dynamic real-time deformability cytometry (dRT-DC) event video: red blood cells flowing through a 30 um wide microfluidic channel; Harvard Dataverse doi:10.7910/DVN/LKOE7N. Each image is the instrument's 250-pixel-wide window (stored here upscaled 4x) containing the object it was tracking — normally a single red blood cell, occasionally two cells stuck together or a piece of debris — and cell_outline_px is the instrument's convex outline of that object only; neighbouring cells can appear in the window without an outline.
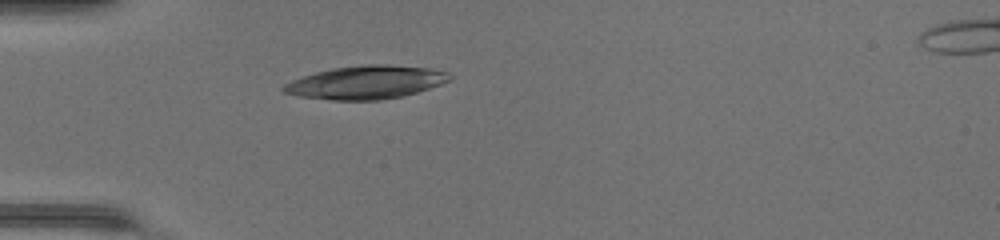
{"species": "common noctule bat (a hibernating species)", "species_latin": "Nyctalus noctula", "temperature_condition": "warm", "stored_images_in_passage": 32, "camera_frame_rate_fps": 3000, "um_per_image_px": 0.085, "animal": {"sex": "female", "body_mass_g": 17.0, "forearm_length_mm": 48.0}, "frame": {"image": 1, "passage_image": 1, "time_ms": 0.0, "image_size_px": [1000, 240], "cell_outline_px": [[452, 76], [448, 80], [440, 84], [416, 92], [400, 96], [380, 100], [332, 100], [300, 96], [284, 92], [280, 88], [284, 84], [304, 76], [316, 72], [332, 68], [368, 64], [384, 64], [428, 68], [444, 72]], "centroid_in_image_um": [31.06, 7.0], "position_along_channel_um": 53.9, "area_um2": 31.62}}
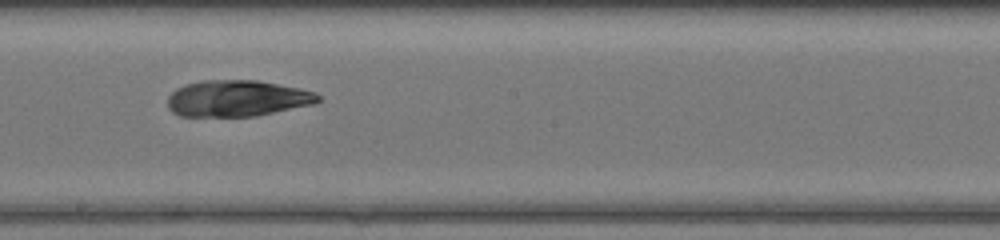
{"frame": {"image": 2, "passage_image": 14, "time_ms": 4.333, "image_size_px": [1000, 240], "cell_outline_px": [[320, 100], [312, 104], [256, 116], [180, 116], [172, 112], [168, 108], [168, 96], [176, 88], [184, 84], [204, 80], [256, 80], [296, 88], [312, 92], [320, 96]], "centroid_in_image_um": [20.09, 8.36], "position_along_channel_um": 228.1, "area_um2": 31.56}}
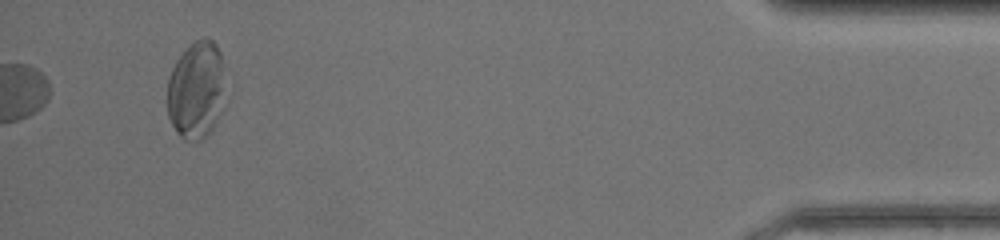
{"frame": {"image": 3, "passage_image": 32, "time_ms": 10.333, "image_size_px": [1000, 240], "cell_outline_px": [[220, 88], [216, 116], [212, 128], [208, 136], [200, 140], [196, 140], [180, 136], [172, 124], [168, 116], [168, 80], [172, 68], [176, 60], [196, 40], [204, 36], [208, 36], [216, 44], [220, 52]], "centroid_in_image_um": [16.59, 7.62], "position_along_channel_um": 418.6, "area_um2": 31.1}}